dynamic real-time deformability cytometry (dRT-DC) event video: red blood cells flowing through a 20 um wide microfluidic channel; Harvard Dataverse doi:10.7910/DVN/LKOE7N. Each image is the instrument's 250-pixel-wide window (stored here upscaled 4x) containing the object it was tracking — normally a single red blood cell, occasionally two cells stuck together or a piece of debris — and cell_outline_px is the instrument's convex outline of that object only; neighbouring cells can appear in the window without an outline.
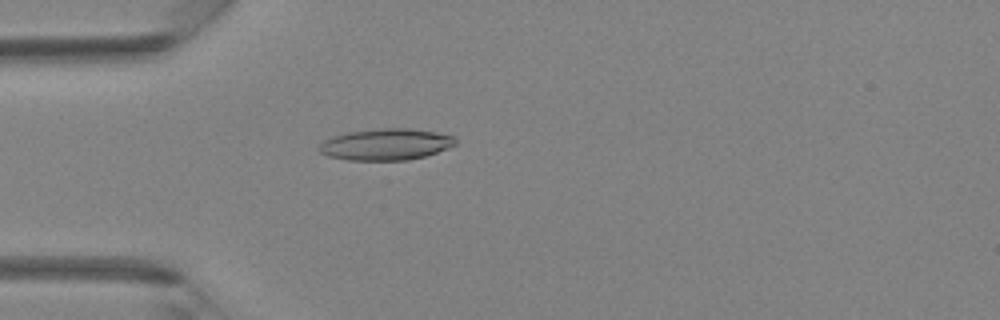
{"species": "Egyptian fruit bat (a non-hibernating species)", "species_latin": "Rousettus aegyptiacus", "temperature_condition": "room temperature", "stored_images_in_passage": 41, "camera_frame_rate_fps": 3000, "um_per_image_px": 0.085, "animal": {"sex": "female"}, "frame": {"image": 1, "passage_image": 12, "time_ms": 3.667, "image_size_px": [1000, 320], "cell_outline_px": [[456, 144], [448, 148], [424, 156], [408, 160], [348, 160], [328, 156], [320, 152], [316, 148], [324, 140], [332, 136], [348, 132], [380, 128], [408, 128], [436, 132], [452, 136], [456, 140]], "centroid_in_image_um": [32.76, 12.27], "position_along_channel_um": 52.2, "area_um2": 24.97}}
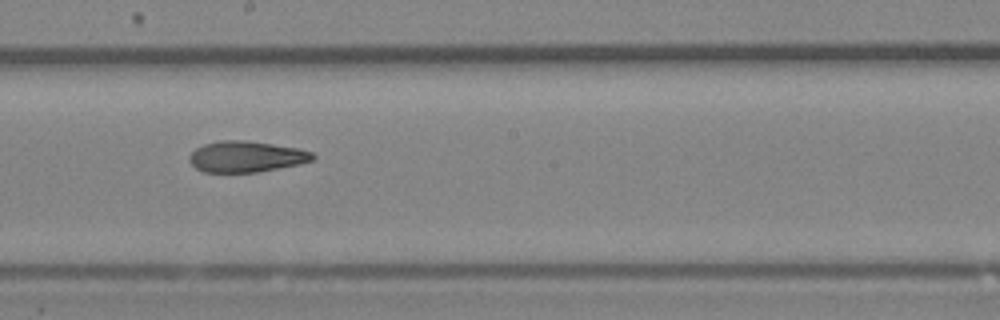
{"frame": {"image": 2, "passage_image": 23, "time_ms": 7.333, "image_size_px": [1000, 320], "cell_outline_px": [[316, 156], [312, 160], [300, 164], [256, 172], [204, 172], [196, 168], [188, 160], [188, 156], [196, 148], [204, 144], [220, 140], [244, 140], [300, 148], [312, 152]], "centroid_in_image_um": [20.92, 13.31], "position_along_channel_um": 227.3, "area_um2": 22.31}}
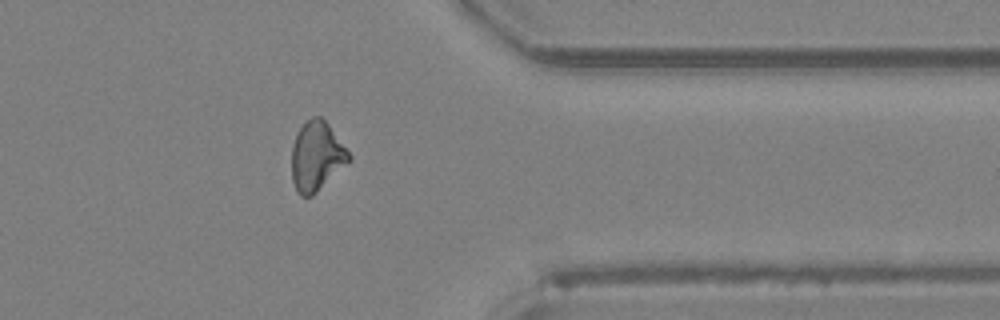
{"frame": {"image": 3, "passage_image": 33, "time_ms": 10.667, "image_size_px": [1000, 320], "cell_outline_px": [[352, 160], [312, 196], [300, 196], [292, 180], [292, 144], [300, 128], [312, 116], [320, 116], [328, 124], [352, 156]], "centroid_in_image_um": [26.92, 13.29], "position_along_channel_um": 384.5, "area_um2": 22.95}}